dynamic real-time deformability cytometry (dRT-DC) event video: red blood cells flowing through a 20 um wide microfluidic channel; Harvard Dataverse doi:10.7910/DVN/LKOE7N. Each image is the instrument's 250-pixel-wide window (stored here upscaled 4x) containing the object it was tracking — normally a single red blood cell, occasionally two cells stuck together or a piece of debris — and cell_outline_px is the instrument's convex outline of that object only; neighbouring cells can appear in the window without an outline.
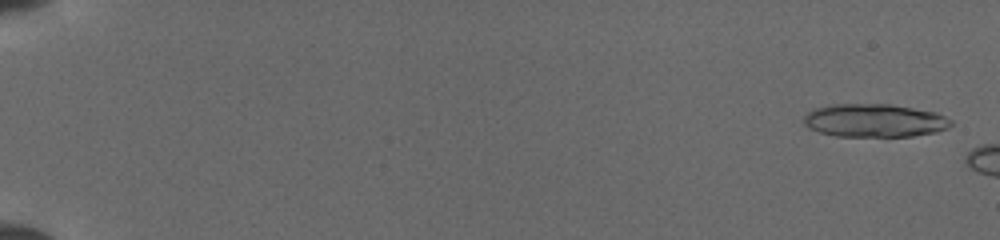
{"species": "common noctule bat (a hibernating species)", "species_latin": "Nyctalus noctula", "temperature_condition": "cold", "stored_images_in_passage": 6, "camera_frame_rate_fps": 3000, "um_per_image_px": 0.085, "animal": {"sex": "female", "body_mass_g": 19.5, "forearm_length_mm": 54.1}, "frame": {"image": 1, "passage_image": 2, "time_ms": 0.333, "image_size_px": [1000, 240], "cell_outline_px": [[952, 124], [948, 128], [936, 132], [912, 136], [836, 136], [820, 132], [808, 128], [804, 124], [804, 116], [812, 108], [836, 104], [892, 104], [936, 112], [952, 120]], "centroid_in_image_um": [74.33, 10.24], "position_along_channel_um": 10.7, "area_um2": 28.55}}